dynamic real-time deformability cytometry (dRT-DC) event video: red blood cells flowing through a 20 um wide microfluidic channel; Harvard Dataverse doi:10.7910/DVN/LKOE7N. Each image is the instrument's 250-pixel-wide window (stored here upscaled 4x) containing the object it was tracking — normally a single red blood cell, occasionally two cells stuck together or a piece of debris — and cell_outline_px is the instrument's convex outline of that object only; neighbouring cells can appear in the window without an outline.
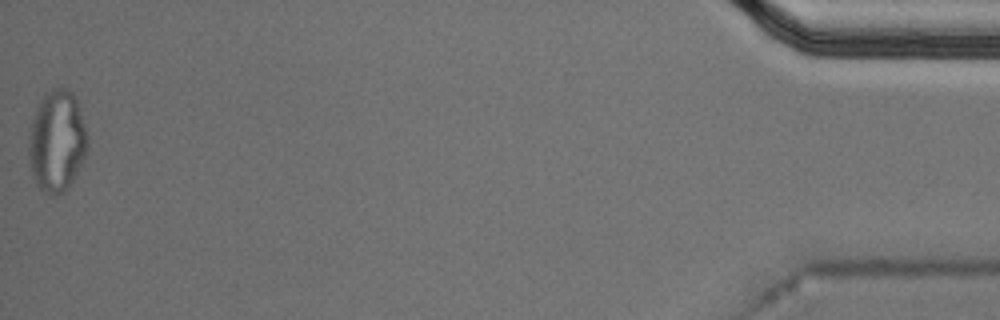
{"species": "Egyptian fruit bat (a non-hibernating species)", "species_latin": "Rousettus aegyptiacus", "temperature_condition": "cold", "stored_images_in_passage": 40, "segment_of_instrument_passage": [2, 2], "camera_frame_rate_fps": 3000, "um_per_image_px": 0.085, "animal": {"sex": "male"}, "frame": {"image": 1, "passage_image": 40, "time_ms": 13.0, "image_size_px": [1000, 320], "cell_outline_px": [[88, 152], [68, 188], [64, 192], [52, 196], [44, 192], [36, 184], [32, 176], [28, 156], [28, 144], [32, 120], [36, 108], [44, 92], [56, 88], [68, 88], [76, 96], [88, 136]], "centroid_in_image_um": [4.84, 11.99], "position_along_channel_um": 430.4, "area_um2": 35.26}}